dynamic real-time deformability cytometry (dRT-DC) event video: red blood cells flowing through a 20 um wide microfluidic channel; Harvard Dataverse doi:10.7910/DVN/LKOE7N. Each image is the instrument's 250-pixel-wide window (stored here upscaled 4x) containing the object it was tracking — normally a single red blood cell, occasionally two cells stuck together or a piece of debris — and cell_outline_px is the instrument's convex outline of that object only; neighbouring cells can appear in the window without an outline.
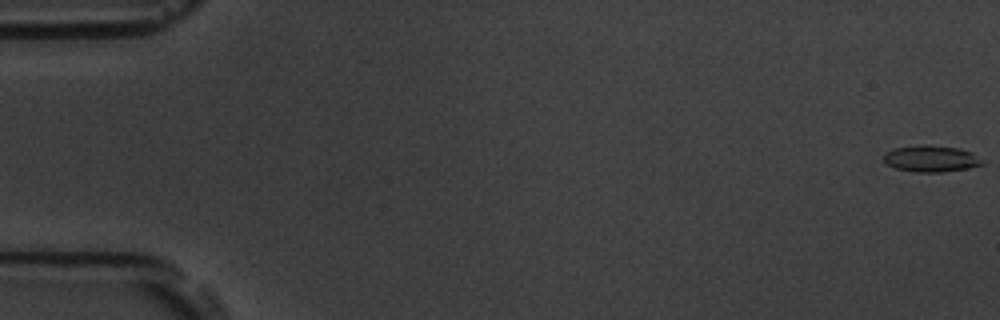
{"species": "common noctule bat (a hibernating species)", "species_latin": "Nyctalus noctula", "temperature_condition": "room temperature", "stored_images_in_passage": 55, "camera_frame_rate_fps": 3000, "um_per_image_px": 0.085, "animal": {"sex": "male", "body_mass_g": 19.5, "forearm_length_mm": 54.6}, "frame": {"image": 1, "passage_image": 1, "time_ms": 0.0, "image_size_px": [1000, 320], "cell_outline_px": [[984, 164], [968, 168], [940, 172], [916, 172], [896, 168], [888, 164], [884, 160], [884, 152], [896, 148], [920, 144], [924, 144], [960, 148], [972, 152]], "centroid_in_image_um": [79.12, 13.47], "position_along_channel_um": 5.9, "area_um2": 15.09}}
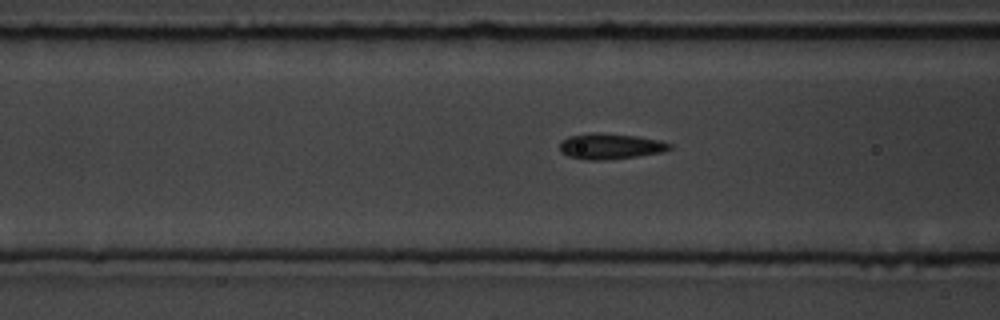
{"frame": {"image": 2, "passage_image": 22, "time_ms": 7.0, "image_size_px": [1000, 320], "cell_outline_px": [[672, 148], [664, 152], [636, 156], [604, 160], [588, 160], [568, 156], [560, 152], [560, 140], [568, 136], [636, 136], [660, 140], [672, 144]], "centroid_in_image_um": [51.92, 12.49], "position_along_channel_um": 114.7, "area_um2": 15.55}}
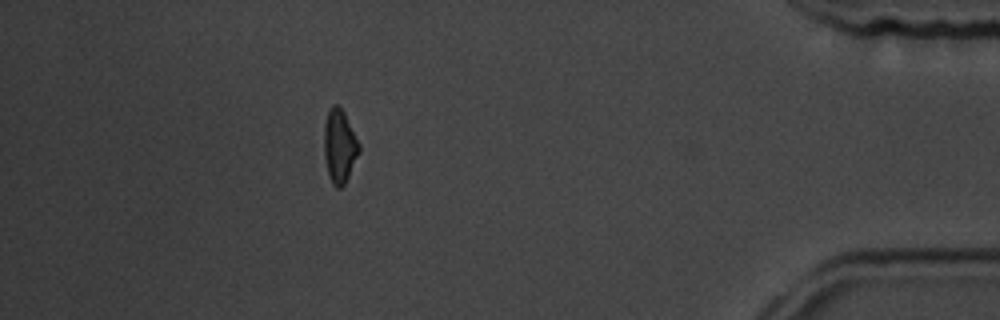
{"frame": {"image": 3, "passage_image": 49, "time_ms": 16.0, "image_size_px": [1000, 320], "cell_outline_px": [[360, 152], [344, 184], [340, 188], [336, 188], [332, 184], [328, 172], [324, 156], [324, 124], [328, 112], [332, 104], [336, 104], [344, 112], [360, 144]], "centroid_in_image_um": [28.86, 12.42], "position_along_channel_um": 406.3, "area_um2": 14.91}, "authors_computed_cell_mechanics": {"area_um2": 15.6638, "velocity_mm_per_s": 3.7972, "shape_relaxation_time_tau1_ms": 2.302, "shape_relaxation_time_tau2_ms": 2.2732, "deformation_change_tau1": 0.1226, "deformation_change_tau2": 0.1096}}